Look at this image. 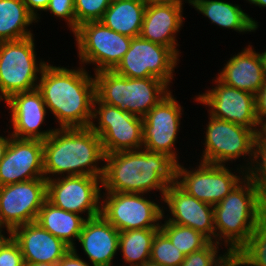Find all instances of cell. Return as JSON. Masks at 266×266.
<instances>
[{
  "instance_id": "cell-31",
  "label": "cell",
  "mask_w": 266,
  "mask_h": 266,
  "mask_svg": "<svg viewBox=\"0 0 266 266\" xmlns=\"http://www.w3.org/2000/svg\"><path fill=\"white\" fill-rule=\"evenodd\" d=\"M219 244L210 241L201 250L185 256L180 266H224L233 256L228 252L218 256Z\"/></svg>"
},
{
  "instance_id": "cell-29",
  "label": "cell",
  "mask_w": 266,
  "mask_h": 266,
  "mask_svg": "<svg viewBox=\"0 0 266 266\" xmlns=\"http://www.w3.org/2000/svg\"><path fill=\"white\" fill-rule=\"evenodd\" d=\"M160 230L185 256L204 248L210 240L201 232L190 227L168 221L160 222Z\"/></svg>"
},
{
  "instance_id": "cell-9",
  "label": "cell",
  "mask_w": 266,
  "mask_h": 266,
  "mask_svg": "<svg viewBox=\"0 0 266 266\" xmlns=\"http://www.w3.org/2000/svg\"><path fill=\"white\" fill-rule=\"evenodd\" d=\"M209 116L201 162L225 165L245 155L251 161L243 168L247 171L253 161L256 130Z\"/></svg>"
},
{
  "instance_id": "cell-23",
  "label": "cell",
  "mask_w": 266,
  "mask_h": 266,
  "mask_svg": "<svg viewBox=\"0 0 266 266\" xmlns=\"http://www.w3.org/2000/svg\"><path fill=\"white\" fill-rule=\"evenodd\" d=\"M216 78L229 87L256 95L265 78L258 52L248 45L227 61Z\"/></svg>"
},
{
  "instance_id": "cell-30",
  "label": "cell",
  "mask_w": 266,
  "mask_h": 266,
  "mask_svg": "<svg viewBox=\"0 0 266 266\" xmlns=\"http://www.w3.org/2000/svg\"><path fill=\"white\" fill-rule=\"evenodd\" d=\"M185 255L159 229L152 241L150 260L164 266H180Z\"/></svg>"
},
{
  "instance_id": "cell-12",
  "label": "cell",
  "mask_w": 266,
  "mask_h": 266,
  "mask_svg": "<svg viewBox=\"0 0 266 266\" xmlns=\"http://www.w3.org/2000/svg\"><path fill=\"white\" fill-rule=\"evenodd\" d=\"M244 167L237 168L242 177L233 174L225 165L201 162L197 169L188 170L178 162L176 184L188 195L214 206L245 178Z\"/></svg>"
},
{
  "instance_id": "cell-44",
  "label": "cell",
  "mask_w": 266,
  "mask_h": 266,
  "mask_svg": "<svg viewBox=\"0 0 266 266\" xmlns=\"http://www.w3.org/2000/svg\"><path fill=\"white\" fill-rule=\"evenodd\" d=\"M150 2L175 3L184 5L183 0H150Z\"/></svg>"
},
{
  "instance_id": "cell-16",
  "label": "cell",
  "mask_w": 266,
  "mask_h": 266,
  "mask_svg": "<svg viewBox=\"0 0 266 266\" xmlns=\"http://www.w3.org/2000/svg\"><path fill=\"white\" fill-rule=\"evenodd\" d=\"M214 81L216 87L199 94L195 101L209 106V114L215 118L257 130L255 95L229 87L217 78Z\"/></svg>"
},
{
  "instance_id": "cell-35",
  "label": "cell",
  "mask_w": 266,
  "mask_h": 266,
  "mask_svg": "<svg viewBox=\"0 0 266 266\" xmlns=\"http://www.w3.org/2000/svg\"><path fill=\"white\" fill-rule=\"evenodd\" d=\"M20 246L12 238L0 251V266H24Z\"/></svg>"
},
{
  "instance_id": "cell-42",
  "label": "cell",
  "mask_w": 266,
  "mask_h": 266,
  "mask_svg": "<svg viewBox=\"0 0 266 266\" xmlns=\"http://www.w3.org/2000/svg\"><path fill=\"white\" fill-rule=\"evenodd\" d=\"M12 138V135L8 136H0V161L3 159L6 149L10 143V140Z\"/></svg>"
},
{
  "instance_id": "cell-24",
  "label": "cell",
  "mask_w": 266,
  "mask_h": 266,
  "mask_svg": "<svg viewBox=\"0 0 266 266\" xmlns=\"http://www.w3.org/2000/svg\"><path fill=\"white\" fill-rule=\"evenodd\" d=\"M197 11L211 20V23L237 32H253L258 22L244 13L239 5L220 0H185Z\"/></svg>"
},
{
  "instance_id": "cell-14",
  "label": "cell",
  "mask_w": 266,
  "mask_h": 266,
  "mask_svg": "<svg viewBox=\"0 0 266 266\" xmlns=\"http://www.w3.org/2000/svg\"><path fill=\"white\" fill-rule=\"evenodd\" d=\"M46 196L45 178L0 186V224L13 230L17 226L34 222Z\"/></svg>"
},
{
  "instance_id": "cell-32",
  "label": "cell",
  "mask_w": 266,
  "mask_h": 266,
  "mask_svg": "<svg viewBox=\"0 0 266 266\" xmlns=\"http://www.w3.org/2000/svg\"><path fill=\"white\" fill-rule=\"evenodd\" d=\"M113 0H74L76 29L89 21H100Z\"/></svg>"
},
{
  "instance_id": "cell-34",
  "label": "cell",
  "mask_w": 266,
  "mask_h": 266,
  "mask_svg": "<svg viewBox=\"0 0 266 266\" xmlns=\"http://www.w3.org/2000/svg\"><path fill=\"white\" fill-rule=\"evenodd\" d=\"M45 11H50L55 16L64 18L68 27L71 28L70 30L72 32L76 30L74 0H50Z\"/></svg>"
},
{
  "instance_id": "cell-36",
  "label": "cell",
  "mask_w": 266,
  "mask_h": 266,
  "mask_svg": "<svg viewBox=\"0 0 266 266\" xmlns=\"http://www.w3.org/2000/svg\"><path fill=\"white\" fill-rule=\"evenodd\" d=\"M256 118L258 123L266 118V76L260 91L255 95Z\"/></svg>"
},
{
  "instance_id": "cell-22",
  "label": "cell",
  "mask_w": 266,
  "mask_h": 266,
  "mask_svg": "<svg viewBox=\"0 0 266 266\" xmlns=\"http://www.w3.org/2000/svg\"><path fill=\"white\" fill-rule=\"evenodd\" d=\"M78 241L92 266H107L117 254L119 231L99 215L84 221Z\"/></svg>"
},
{
  "instance_id": "cell-11",
  "label": "cell",
  "mask_w": 266,
  "mask_h": 266,
  "mask_svg": "<svg viewBox=\"0 0 266 266\" xmlns=\"http://www.w3.org/2000/svg\"><path fill=\"white\" fill-rule=\"evenodd\" d=\"M178 61L169 47L137 36L113 71L127 78H159L170 85Z\"/></svg>"
},
{
  "instance_id": "cell-4",
  "label": "cell",
  "mask_w": 266,
  "mask_h": 266,
  "mask_svg": "<svg viewBox=\"0 0 266 266\" xmlns=\"http://www.w3.org/2000/svg\"><path fill=\"white\" fill-rule=\"evenodd\" d=\"M105 153L100 137L87 128H56L43 140V169L46 180L58 175H89L102 179ZM52 174V176H50ZM49 175V176H48Z\"/></svg>"
},
{
  "instance_id": "cell-41",
  "label": "cell",
  "mask_w": 266,
  "mask_h": 266,
  "mask_svg": "<svg viewBox=\"0 0 266 266\" xmlns=\"http://www.w3.org/2000/svg\"><path fill=\"white\" fill-rule=\"evenodd\" d=\"M3 228H6L7 230V234L8 236L5 237L3 234H2V229ZM13 238V230L5 225H2L0 224V251L2 250V248Z\"/></svg>"
},
{
  "instance_id": "cell-28",
  "label": "cell",
  "mask_w": 266,
  "mask_h": 266,
  "mask_svg": "<svg viewBox=\"0 0 266 266\" xmlns=\"http://www.w3.org/2000/svg\"><path fill=\"white\" fill-rule=\"evenodd\" d=\"M160 228L135 229L119 232V247L124 262L141 266L151 256L152 241Z\"/></svg>"
},
{
  "instance_id": "cell-46",
  "label": "cell",
  "mask_w": 266,
  "mask_h": 266,
  "mask_svg": "<svg viewBox=\"0 0 266 266\" xmlns=\"http://www.w3.org/2000/svg\"><path fill=\"white\" fill-rule=\"evenodd\" d=\"M57 263H48V262H42V263H35V264H27L25 263L24 266H56Z\"/></svg>"
},
{
  "instance_id": "cell-10",
  "label": "cell",
  "mask_w": 266,
  "mask_h": 266,
  "mask_svg": "<svg viewBox=\"0 0 266 266\" xmlns=\"http://www.w3.org/2000/svg\"><path fill=\"white\" fill-rule=\"evenodd\" d=\"M103 195L101 215L119 232L160 228L159 222L165 220L163 207L145 198L143 193L104 192Z\"/></svg>"
},
{
  "instance_id": "cell-1",
  "label": "cell",
  "mask_w": 266,
  "mask_h": 266,
  "mask_svg": "<svg viewBox=\"0 0 266 266\" xmlns=\"http://www.w3.org/2000/svg\"><path fill=\"white\" fill-rule=\"evenodd\" d=\"M213 211L216 244L224 242L233 257L264 259L266 198L247 176L213 206Z\"/></svg>"
},
{
  "instance_id": "cell-13",
  "label": "cell",
  "mask_w": 266,
  "mask_h": 266,
  "mask_svg": "<svg viewBox=\"0 0 266 266\" xmlns=\"http://www.w3.org/2000/svg\"><path fill=\"white\" fill-rule=\"evenodd\" d=\"M101 184V178L89 175L53 177L47 180L46 200L81 216L87 212L85 219H91L101 215Z\"/></svg>"
},
{
  "instance_id": "cell-40",
  "label": "cell",
  "mask_w": 266,
  "mask_h": 266,
  "mask_svg": "<svg viewBox=\"0 0 266 266\" xmlns=\"http://www.w3.org/2000/svg\"><path fill=\"white\" fill-rule=\"evenodd\" d=\"M255 145H266V118L258 123Z\"/></svg>"
},
{
  "instance_id": "cell-47",
  "label": "cell",
  "mask_w": 266,
  "mask_h": 266,
  "mask_svg": "<svg viewBox=\"0 0 266 266\" xmlns=\"http://www.w3.org/2000/svg\"><path fill=\"white\" fill-rule=\"evenodd\" d=\"M141 266H164L162 264H159V263H156V262H153L151 260H148L147 262H145L143 265Z\"/></svg>"
},
{
  "instance_id": "cell-39",
  "label": "cell",
  "mask_w": 266,
  "mask_h": 266,
  "mask_svg": "<svg viewBox=\"0 0 266 266\" xmlns=\"http://www.w3.org/2000/svg\"><path fill=\"white\" fill-rule=\"evenodd\" d=\"M50 0H23L28 11L34 16L37 20L39 18L38 10L45 11ZM38 15V16H37Z\"/></svg>"
},
{
  "instance_id": "cell-18",
  "label": "cell",
  "mask_w": 266,
  "mask_h": 266,
  "mask_svg": "<svg viewBox=\"0 0 266 266\" xmlns=\"http://www.w3.org/2000/svg\"><path fill=\"white\" fill-rule=\"evenodd\" d=\"M162 201L171 214L166 221L190 227L215 242L213 205L188 195L176 183L168 186Z\"/></svg>"
},
{
  "instance_id": "cell-5",
  "label": "cell",
  "mask_w": 266,
  "mask_h": 266,
  "mask_svg": "<svg viewBox=\"0 0 266 266\" xmlns=\"http://www.w3.org/2000/svg\"><path fill=\"white\" fill-rule=\"evenodd\" d=\"M96 97L103 103L144 118L171 91L159 78H127L113 70L94 75Z\"/></svg>"
},
{
  "instance_id": "cell-33",
  "label": "cell",
  "mask_w": 266,
  "mask_h": 266,
  "mask_svg": "<svg viewBox=\"0 0 266 266\" xmlns=\"http://www.w3.org/2000/svg\"><path fill=\"white\" fill-rule=\"evenodd\" d=\"M246 176L266 198V145H255L253 161Z\"/></svg>"
},
{
  "instance_id": "cell-20",
  "label": "cell",
  "mask_w": 266,
  "mask_h": 266,
  "mask_svg": "<svg viewBox=\"0 0 266 266\" xmlns=\"http://www.w3.org/2000/svg\"><path fill=\"white\" fill-rule=\"evenodd\" d=\"M183 4L148 2L140 36L148 41L169 47L178 57L176 35L181 30Z\"/></svg>"
},
{
  "instance_id": "cell-38",
  "label": "cell",
  "mask_w": 266,
  "mask_h": 266,
  "mask_svg": "<svg viewBox=\"0 0 266 266\" xmlns=\"http://www.w3.org/2000/svg\"><path fill=\"white\" fill-rule=\"evenodd\" d=\"M266 266L265 260L260 257H233L224 266Z\"/></svg>"
},
{
  "instance_id": "cell-26",
  "label": "cell",
  "mask_w": 266,
  "mask_h": 266,
  "mask_svg": "<svg viewBox=\"0 0 266 266\" xmlns=\"http://www.w3.org/2000/svg\"><path fill=\"white\" fill-rule=\"evenodd\" d=\"M147 2L142 0H113L100 20L109 29L129 36H140Z\"/></svg>"
},
{
  "instance_id": "cell-25",
  "label": "cell",
  "mask_w": 266,
  "mask_h": 266,
  "mask_svg": "<svg viewBox=\"0 0 266 266\" xmlns=\"http://www.w3.org/2000/svg\"><path fill=\"white\" fill-rule=\"evenodd\" d=\"M85 220L81 214L65 211L46 200L35 222L70 248H75L73 241L78 240Z\"/></svg>"
},
{
  "instance_id": "cell-2",
  "label": "cell",
  "mask_w": 266,
  "mask_h": 266,
  "mask_svg": "<svg viewBox=\"0 0 266 266\" xmlns=\"http://www.w3.org/2000/svg\"><path fill=\"white\" fill-rule=\"evenodd\" d=\"M37 89L60 128H87L92 122L96 97L95 78L84 67L68 69L47 64Z\"/></svg>"
},
{
  "instance_id": "cell-45",
  "label": "cell",
  "mask_w": 266,
  "mask_h": 266,
  "mask_svg": "<svg viewBox=\"0 0 266 266\" xmlns=\"http://www.w3.org/2000/svg\"><path fill=\"white\" fill-rule=\"evenodd\" d=\"M247 1L259 7L263 8L266 7V0H247Z\"/></svg>"
},
{
  "instance_id": "cell-15",
  "label": "cell",
  "mask_w": 266,
  "mask_h": 266,
  "mask_svg": "<svg viewBox=\"0 0 266 266\" xmlns=\"http://www.w3.org/2000/svg\"><path fill=\"white\" fill-rule=\"evenodd\" d=\"M170 92L143 118V147L169 155L178 163L174 144L179 132L182 107Z\"/></svg>"
},
{
  "instance_id": "cell-43",
  "label": "cell",
  "mask_w": 266,
  "mask_h": 266,
  "mask_svg": "<svg viewBox=\"0 0 266 266\" xmlns=\"http://www.w3.org/2000/svg\"><path fill=\"white\" fill-rule=\"evenodd\" d=\"M259 56L261 58V62H262V67H263V70H264V74L266 76V50L262 53H259Z\"/></svg>"
},
{
  "instance_id": "cell-8",
  "label": "cell",
  "mask_w": 266,
  "mask_h": 266,
  "mask_svg": "<svg viewBox=\"0 0 266 266\" xmlns=\"http://www.w3.org/2000/svg\"><path fill=\"white\" fill-rule=\"evenodd\" d=\"M73 34L81 65L94 64L95 73L113 70L128 51L132 40L109 29L101 21L85 22Z\"/></svg>"
},
{
  "instance_id": "cell-17",
  "label": "cell",
  "mask_w": 266,
  "mask_h": 266,
  "mask_svg": "<svg viewBox=\"0 0 266 266\" xmlns=\"http://www.w3.org/2000/svg\"><path fill=\"white\" fill-rule=\"evenodd\" d=\"M45 178L43 140L12 137L0 161V186Z\"/></svg>"
},
{
  "instance_id": "cell-6",
  "label": "cell",
  "mask_w": 266,
  "mask_h": 266,
  "mask_svg": "<svg viewBox=\"0 0 266 266\" xmlns=\"http://www.w3.org/2000/svg\"><path fill=\"white\" fill-rule=\"evenodd\" d=\"M34 40L30 36L0 42V101L37 88L40 79L37 74L42 73L47 63L37 62Z\"/></svg>"
},
{
  "instance_id": "cell-27",
  "label": "cell",
  "mask_w": 266,
  "mask_h": 266,
  "mask_svg": "<svg viewBox=\"0 0 266 266\" xmlns=\"http://www.w3.org/2000/svg\"><path fill=\"white\" fill-rule=\"evenodd\" d=\"M36 23L23 0H0V42L33 36L27 27Z\"/></svg>"
},
{
  "instance_id": "cell-19",
  "label": "cell",
  "mask_w": 266,
  "mask_h": 266,
  "mask_svg": "<svg viewBox=\"0 0 266 266\" xmlns=\"http://www.w3.org/2000/svg\"><path fill=\"white\" fill-rule=\"evenodd\" d=\"M5 103L11 111L12 137L46 140L55 131V128L40 130L45 121L47 107L37 88L14 94Z\"/></svg>"
},
{
  "instance_id": "cell-21",
  "label": "cell",
  "mask_w": 266,
  "mask_h": 266,
  "mask_svg": "<svg viewBox=\"0 0 266 266\" xmlns=\"http://www.w3.org/2000/svg\"><path fill=\"white\" fill-rule=\"evenodd\" d=\"M13 239L20 246L27 264L57 263L70 249L35 221L14 228Z\"/></svg>"
},
{
  "instance_id": "cell-3",
  "label": "cell",
  "mask_w": 266,
  "mask_h": 266,
  "mask_svg": "<svg viewBox=\"0 0 266 266\" xmlns=\"http://www.w3.org/2000/svg\"><path fill=\"white\" fill-rule=\"evenodd\" d=\"M104 163L101 185L105 192L146 194L159 190L163 199L168 186L176 183L177 162L163 153L144 148L120 151L106 154Z\"/></svg>"
},
{
  "instance_id": "cell-7",
  "label": "cell",
  "mask_w": 266,
  "mask_h": 266,
  "mask_svg": "<svg viewBox=\"0 0 266 266\" xmlns=\"http://www.w3.org/2000/svg\"><path fill=\"white\" fill-rule=\"evenodd\" d=\"M94 119H98V125L94 124ZM89 128L100 137L105 155L143 147V118L107 105L97 97Z\"/></svg>"
},
{
  "instance_id": "cell-37",
  "label": "cell",
  "mask_w": 266,
  "mask_h": 266,
  "mask_svg": "<svg viewBox=\"0 0 266 266\" xmlns=\"http://www.w3.org/2000/svg\"><path fill=\"white\" fill-rule=\"evenodd\" d=\"M56 266H90V264L79 257L75 248H70Z\"/></svg>"
}]
</instances>
